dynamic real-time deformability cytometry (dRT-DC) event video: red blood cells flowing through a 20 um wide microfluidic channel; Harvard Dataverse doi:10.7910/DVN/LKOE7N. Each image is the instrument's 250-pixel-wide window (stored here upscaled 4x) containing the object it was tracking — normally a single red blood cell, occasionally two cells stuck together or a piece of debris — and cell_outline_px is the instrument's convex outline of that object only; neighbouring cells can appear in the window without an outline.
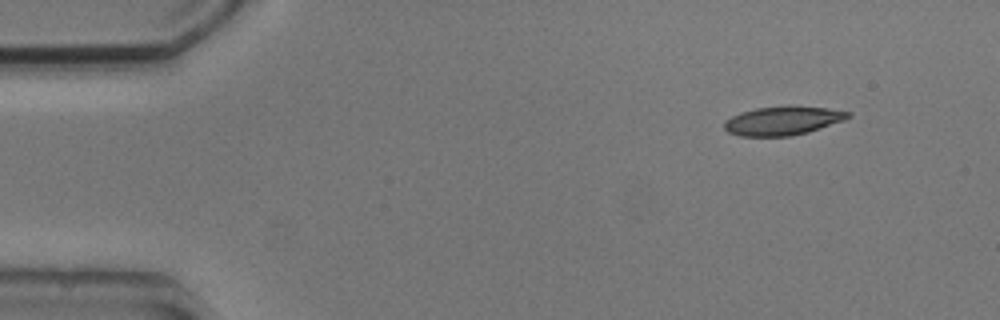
{"species": "common noctule bat (a hibernating species)", "species_latin": "Nyctalus noctula", "temperature_condition": "cold", "stored_images_in_passage": 9, "camera_frame_rate_fps": 3000, "um_per_image_px": 0.085, "animal": {"sex": "male", "body_mass_g": 20.5, "forearm_length_mm": 52.5}, "frame": {"image": 1, "passage_image": 1, "time_ms": 0.0, "image_size_px": [1000, 320], "cell_outline_px": [[852, 116], [844, 120], [808, 132], [792, 136], [740, 136], [728, 132], [724, 128], [724, 120], [740, 112], [756, 108], [788, 104], [828, 108], [852, 112]], "centroid_in_image_um": [66.55, 10.23], "position_along_channel_um": 18.5, "area_um2": 21.21}}
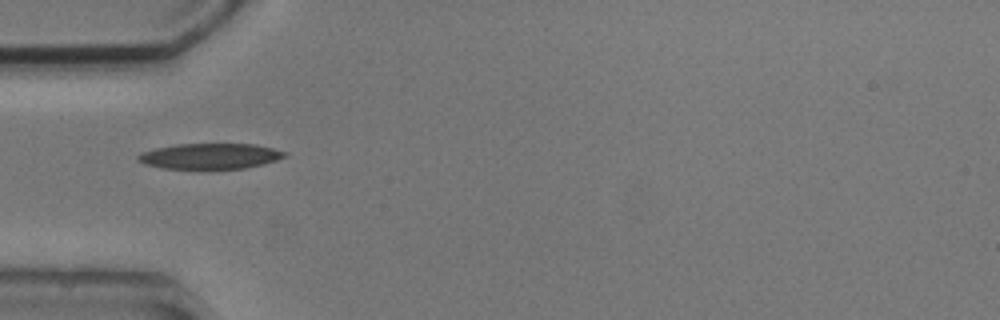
{"frame": {"image": 2, "passage_image": 3, "time_ms": 3.667, "image_size_px": [1000, 320], "cell_outline_px": [[288, 156], [264, 164], [244, 168], [164, 168], [144, 164], [136, 160], [136, 156], [140, 152], [156, 148], [176, 144], [256, 144], [288, 152]], "centroid_in_image_um": [17.86, 13.26], "position_along_channel_um": 67.1, "area_um2": 21.85}}